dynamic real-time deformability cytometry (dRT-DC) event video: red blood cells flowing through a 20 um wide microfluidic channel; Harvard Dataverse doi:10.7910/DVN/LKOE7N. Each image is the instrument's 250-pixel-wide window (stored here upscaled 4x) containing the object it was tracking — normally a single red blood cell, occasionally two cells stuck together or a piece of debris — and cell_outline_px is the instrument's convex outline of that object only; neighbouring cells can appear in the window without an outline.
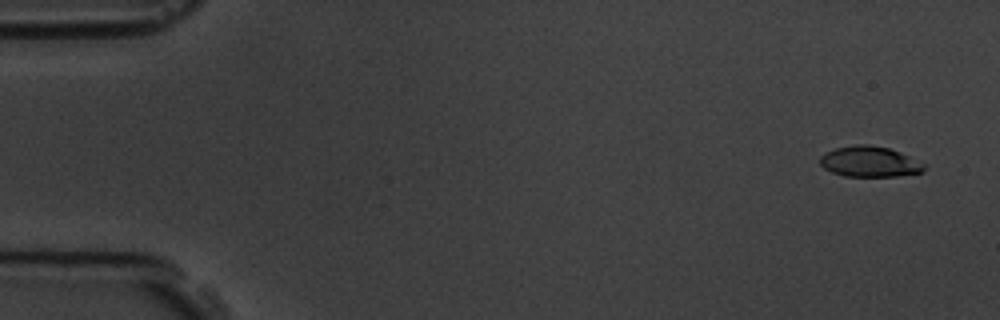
{"species": "common noctule bat (a hibernating species)", "species_latin": "Nyctalus noctula", "temperature_condition": "room temperature", "stored_images_in_passage": 5, "camera_frame_rate_fps": 3000, "um_per_image_px": 0.085, "animal": {"sex": "male", "body_mass_g": 19.5, "forearm_length_mm": 54.6}, "frame": {"image": 1, "passage_image": 1, "time_ms": 0.0, "image_size_px": [1000, 320], "cell_outline_px": [[924, 172], [896, 176], [844, 176], [832, 172], [824, 168], [820, 164], [820, 156], [824, 152], [836, 148], [856, 144], [868, 144], [888, 148], [900, 152], [924, 164]], "centroid_in_image_um": [73.88, 13.74], "position_along_channel_um": 11.1, "area_um2": 18.5}}
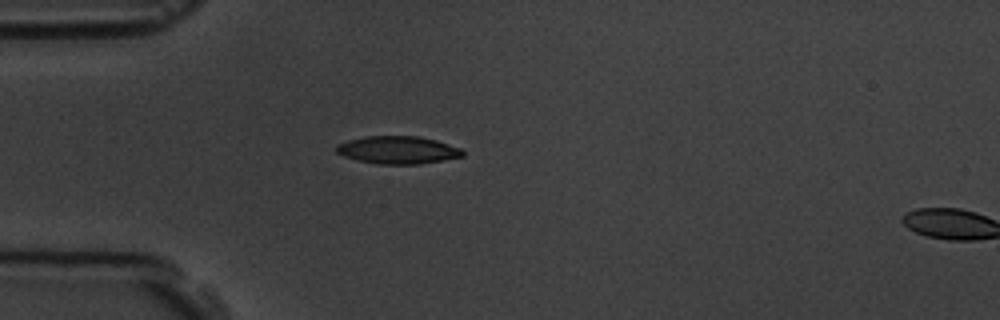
{"frame": {"image": 2, "passage_image": 4, "time_ms": 4.333, "image_size_px": [1000, 320], "cell_outline_px": [[464, 156], [444, 160], [420, 164], [380, 164], [360, 160], [344, 156], [336, 152], [336, 144], [348, 140], [364, 136], [416, 136], [436, 140], [460, 148], [464, 152]], "centroid_in_image_um": [33.82, 12.74], "position_along_channel_um": 51.2, "area_um2": 20.29}}